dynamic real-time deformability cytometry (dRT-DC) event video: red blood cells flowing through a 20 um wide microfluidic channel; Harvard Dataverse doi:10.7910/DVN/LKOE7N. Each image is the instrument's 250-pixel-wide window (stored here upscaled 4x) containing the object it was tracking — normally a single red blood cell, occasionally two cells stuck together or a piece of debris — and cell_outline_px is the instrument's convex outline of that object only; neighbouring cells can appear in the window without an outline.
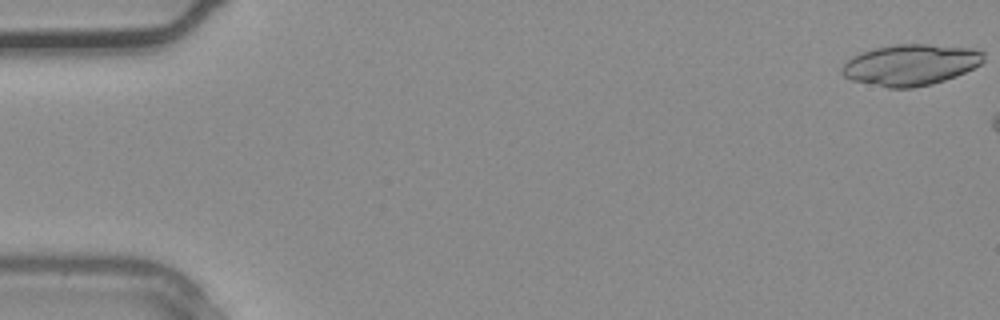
{"species": "common noctule bat (a hibernating species)", "species_latin": "Nyctalus noctula", "temperature_condition": "warm", "stored_images_in_passage": 5, "camera_frame_rate_fps": 3000, "um_per_image_px": 0.085, "animal": {"sex": "male", "body_mass_g": 20.4}, "frame": {"image": 1, "passage_image": 1, "time_ms": 0.0, "image_size_px": [1000, 320], "cell_outline_px": [[984, 60], [980, 64], [956, 76], [932, 84], [912, 88], [888, 88], [852, 80], [844, 76], [840, 72], [840, 68], [852, 56], [860, 52], [892, 44], [928, 44], [972, 48], [984, 52]], "centroid_in_image_um": [77.38, 5.5], "position_along_channel_um": 7.6, "area_um2": 33.99}}